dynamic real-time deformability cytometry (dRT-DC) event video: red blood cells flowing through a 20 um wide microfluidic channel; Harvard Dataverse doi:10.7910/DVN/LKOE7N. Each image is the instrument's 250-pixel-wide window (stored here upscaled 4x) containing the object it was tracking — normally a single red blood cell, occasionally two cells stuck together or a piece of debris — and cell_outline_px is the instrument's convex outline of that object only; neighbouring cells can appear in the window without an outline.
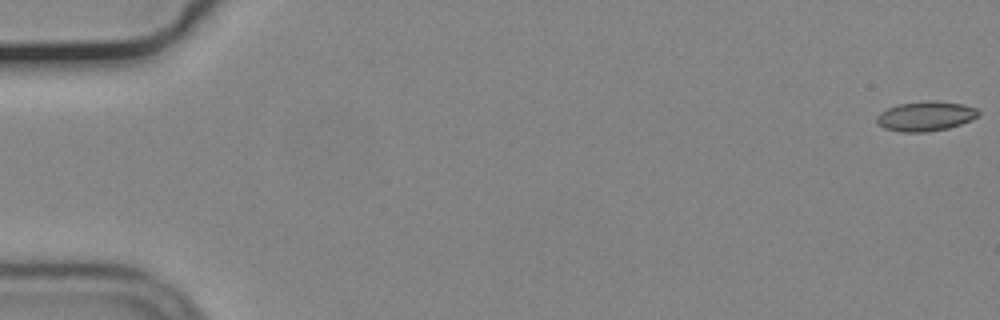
{"species": "common noctule bat (a hibernating species)", "species_latin": "Nyctalus noctula", "temperature_condition": "cold", "stored_images_in_passage": 35, "camera_frame_rate_fps": 3000, "um_per_image_px": 0.085, "animal": {"sex": "male", "body_mass_g": 19.2, "forearm_length_mm": 51.8}, "frame": {"image": 1, "passage_image": 1, "time_ms": 0.0, "image_size_px": [1000, 320], "cell_outline_px": [[980, 116], [960, 124], [948, 128], [924, 132], [900, 132], [884, 128], [876, 124], [876, 116], [880, 112], [896, 104], [928, 100], [936, 100], [964, 104], [976, 108], [980, 112]], "centroid_in_image_um": [78.66, 9.86], "position_along_channel_um": 6.3, "area_um2": 17.86}}
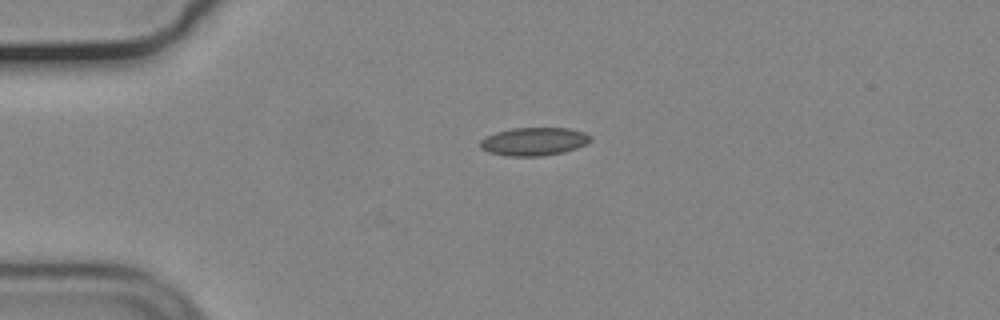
{"frame": {"image": 2, "passage_image": 14, "time_ms": 4.333, "image_size_px": [1000, 320], "cell_outline_px": [[592, 140], [576, 148], [564, 152], [540, 156], [508, 156], [488, 152], [480, 148], [480, 140], [484, 136], [496, 132], [512, 128], [568, 128], [584, 132], [592, 136]], "centroid_in_image_um": [45.36, 12.02], "position_along_channel_um": 39.6, "area_um2": 18.15}}
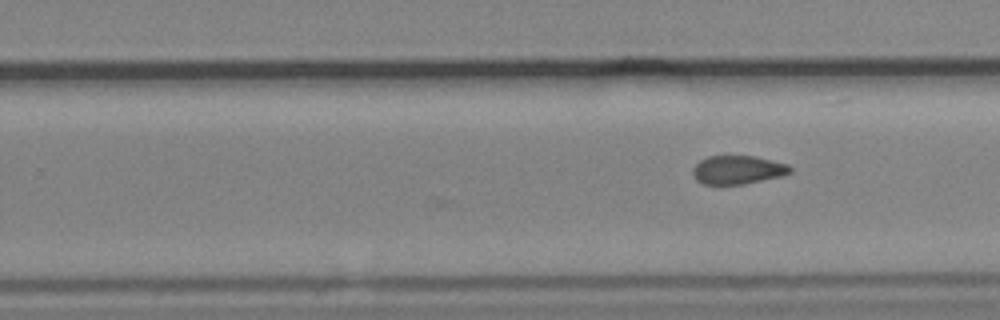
{"frame": {"image": 3, "passage_image": 35, "time_ms": 11.333, "image_size_px": [1000, 320], "cell_outline_px": [[792, 172], [784, 176], [744, 184], [704, 184], [696, 180], [692, 176], [692, 168], [700, 160], [708, 156], [756, 156], [788, 164], [792, 168]], "centroid_in_image_um": [62.72, 14.44], "position_along_channel_um": 267.1, "area_um2": 16.42}}